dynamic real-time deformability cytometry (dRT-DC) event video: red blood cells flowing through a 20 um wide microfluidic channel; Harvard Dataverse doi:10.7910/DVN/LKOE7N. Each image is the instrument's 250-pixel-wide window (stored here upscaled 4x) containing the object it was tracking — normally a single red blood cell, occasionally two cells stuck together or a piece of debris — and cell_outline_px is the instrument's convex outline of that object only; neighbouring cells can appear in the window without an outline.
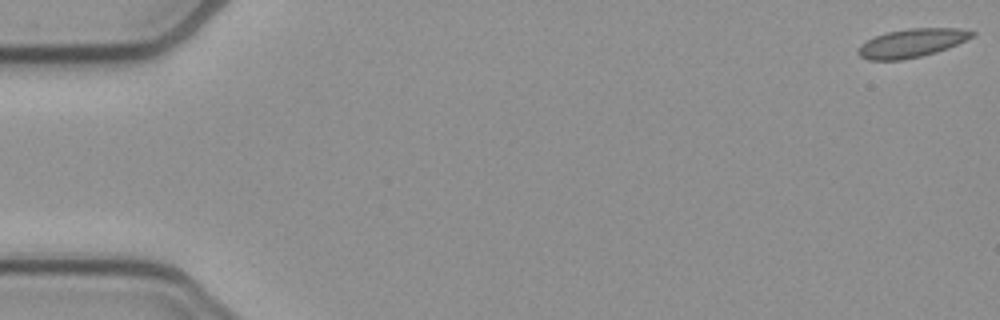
{"species": "common noctule bat (a hibernating species)", "species_latin": "Nyctalus noctula", "temperature_condition": "cold", "stored_images_in_passage": 4, "camera_frame_rate_fps": 3000, "um_per_image_px": 0.085, "animal": {"sex": "female", "body_mass_g": 21.9}, "frame": {"image": 1, "passage_image": 1, "time_ms": 0.0, "image_size_px": [1000, 320], "cell_outline_px": [[976, 32], [972, 36], [948, 48], [936, 52], [904, 60], [868, 60], [860, 56], [856, 52], [860, 44], [876, 36], [888, 32], [908, 28], [960, 28]], "centroid_in_image_um": [77.46, 3.66], "position_along_channel_um": 7.5, "area_um2": 18.79}}